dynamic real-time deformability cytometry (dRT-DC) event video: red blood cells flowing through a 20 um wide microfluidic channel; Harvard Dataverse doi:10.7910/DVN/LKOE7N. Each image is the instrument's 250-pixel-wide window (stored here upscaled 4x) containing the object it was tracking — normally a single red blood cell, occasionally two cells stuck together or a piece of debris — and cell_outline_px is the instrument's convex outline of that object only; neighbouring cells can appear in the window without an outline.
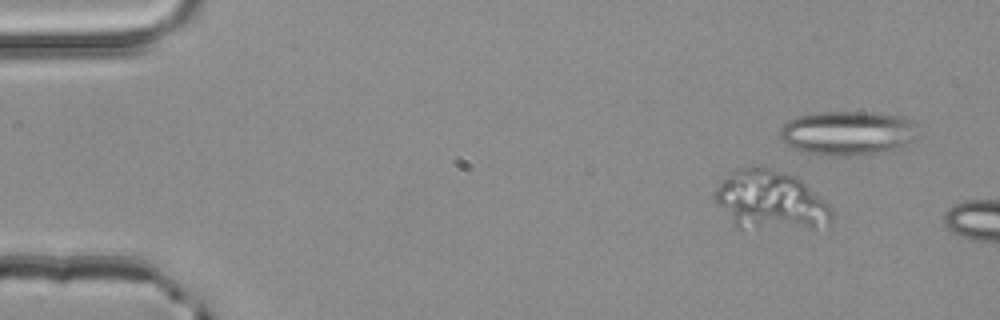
{"species": "common noctule bat (a hibernating species)", "species_latin": "Nyctalus noctula", "temperature_condition": "room temperature", "stored_images_in_passage": 10, "camera_frame_rate_fps": 3000, "um_per_image_px": 0.085, "animal": {"sex": "male", "body_mass_g": 20.4}, "frame": {"image": 1, "passage_image": 5, "time_ms": 1.333, "image_size_px": [1000, 320], "cell_outline_px": [[832, 216], [828, 224], [812, 228], [736, 228], [732, 224], [712, 196], [716, 188], [724, 176], [732, 168], [752, 164], [756, 164], [784, 172], [796, 176], [824, 200], [832, 208]], "centroid_in_image_um": [65.42, 16.98], "position_along_channel_um": 19.6, "area_um2": 40.92}}